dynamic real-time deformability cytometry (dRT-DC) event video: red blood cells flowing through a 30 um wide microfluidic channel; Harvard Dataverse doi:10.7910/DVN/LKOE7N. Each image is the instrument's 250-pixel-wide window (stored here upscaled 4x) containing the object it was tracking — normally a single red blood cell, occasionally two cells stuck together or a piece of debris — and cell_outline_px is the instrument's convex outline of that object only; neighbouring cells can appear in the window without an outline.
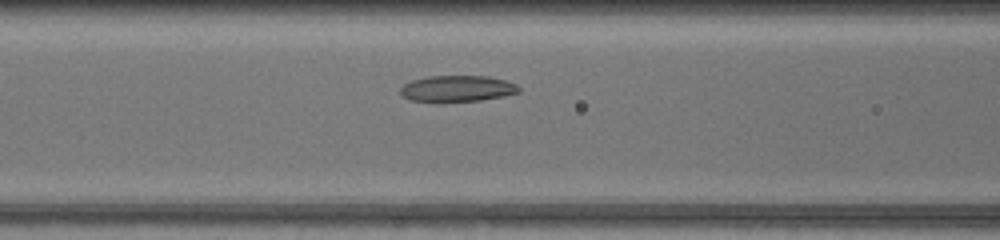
{"species": "common noctule bat (a hibernating species)", "species_latin": "Nyctalus noctula", "temperature_condition": "warm", "stored_images_in_passage": 36, "camera_frame_rate_fps": 3000, "um_per_image_px": 0.085, "animal": {"sex": "female", "body_mass_g": 17.0, "forearm_length_mm": 48.0}, "frame": {"image": 1, "passage_image": 9, "time_ms": 2.667, "image_size_px": [1000, 240], "cell_outline_px": [[520, 92], [504, 96], [480, 100], [408, 100], [400, 92], [400, 88], [404, 84], [412, 80], [428, 76], [488, 76], [504, 80], [516, 84], [520, 88]], "centroid_in_image_um": [38.89, 7.5], "position_along_channel_um": 127.7, "area_um2": 17.63}}
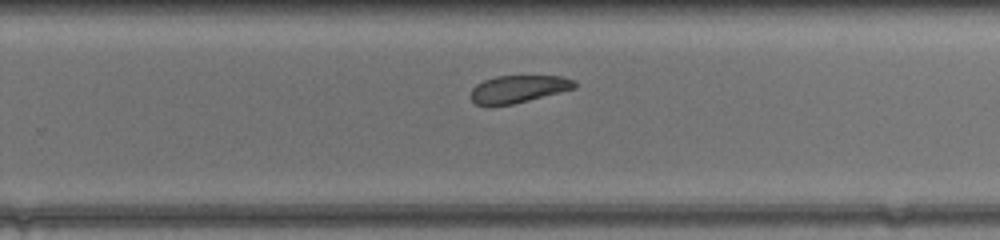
{"frame": {"image": 2, "passage_image": 20, "time_ms": 6.333, "image_size_px": [1000, 240], "cell_outline_px": [[576, 88], [512, 104], [488, 108], [476, 104], [472, 100], [472, 88], [476, 84], [484, 80], [496, 76], [564, 76], [572, 80], [576, 84]], "centroid_in_image_um": [44.01, 7.58], "position_along_channel_um": 285.8, "area_um2": 16.7}}
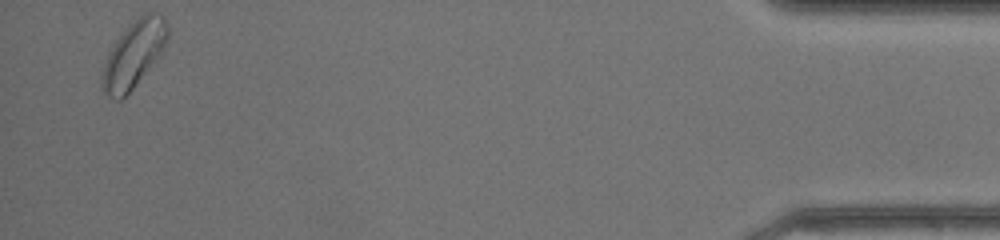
{"frame": {"image": 3, "passage_image": 35, "time_ms": 11.333, "image_size_px": [1000, 240], "cell_outline_px": [[168, 36], [160, 52], [132, 88], [120, 100], [116, 100], [108, 96], [104, 92], [100, 84], [100, 80], [104, 64], [116, 40], [144, 12], [164, 16], [168, 28]], "centroid_in_image_um": [11.33, 4.64], "position_along_channel_um": 423.9, "area_um2": 24.16}, "authors_computed_cell_mechanics": {"area_um2": 18.4093, "velocity_mm_per_s": 4.3167, "shape_relaxation_time_tau1_ms": 2.5324, "shape_relaxation_time_tau2_ms": 2.9407, "deformation_change_tau1": 0.0766, "deformation_change_tau2": 0.106}}